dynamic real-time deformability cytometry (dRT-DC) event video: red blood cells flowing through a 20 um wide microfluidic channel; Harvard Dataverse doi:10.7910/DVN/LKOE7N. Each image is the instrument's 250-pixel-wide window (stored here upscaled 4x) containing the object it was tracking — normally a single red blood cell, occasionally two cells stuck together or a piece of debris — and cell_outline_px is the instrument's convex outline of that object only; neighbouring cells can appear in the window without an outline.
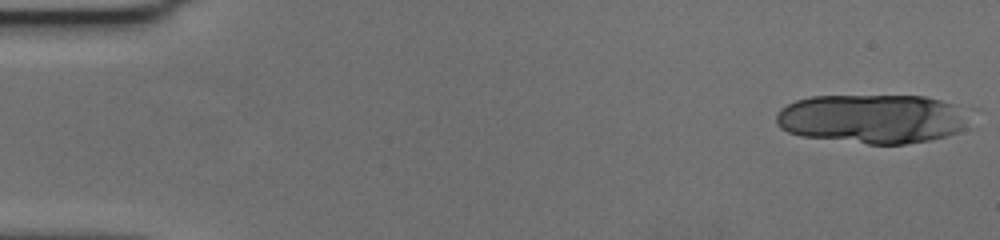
{"species": "human", "species_latin": "Homo sapiens", "temperature_condition": "cold", "stored_images_in_passage": 17, "camera_frame_rate_fps": 3000, "um_per_image_px": 0.085, "donor": {"sex": "female"}, "frame": {"image": 1, "passage_image": 1, "time_ms": 0.0, "image_size_px": [1000, 240], "cell_outline_px": [[968, 128], [960, 132], [948, 136], [932, 140], [904, 144], [868, 144], [800, 136], [788, 132], [780, 128], [776, 124], [776, 116], [780, 108], [796, 100], [812, 96], [924, 96], [940, 100], [952, 104], [960, 108]], "centroid_in_image_um": [74.1, 10.11], "position_along_channel_um": 10.9, "area_um2": 55.43}}